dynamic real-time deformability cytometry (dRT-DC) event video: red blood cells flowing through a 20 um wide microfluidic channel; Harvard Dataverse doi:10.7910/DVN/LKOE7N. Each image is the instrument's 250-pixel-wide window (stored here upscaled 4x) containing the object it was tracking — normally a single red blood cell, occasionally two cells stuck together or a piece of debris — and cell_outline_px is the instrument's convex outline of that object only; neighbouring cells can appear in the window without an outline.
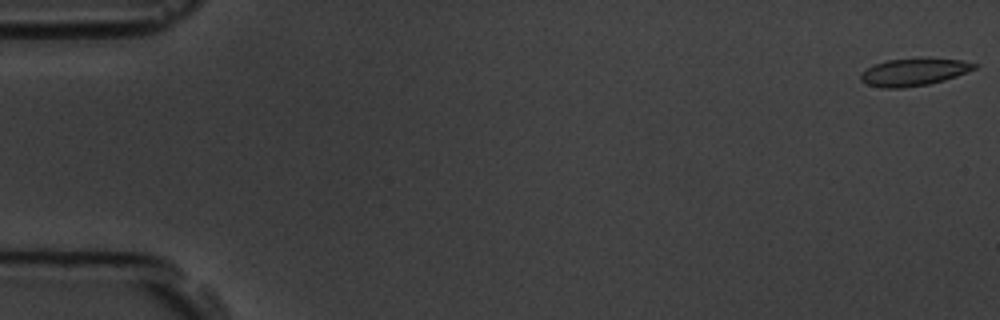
{"species": "common noctule bat (a hibernating species)", "species_latin": "Nyctalus noctula", "temperature_condition": "room temperature", "stored_images_in_passage": 7, "camera_frame_rate_fps": 3000, "um_per_image_px": 0.085, "animal": {"sex": "male", "body_mass_g": 19.5, "forearm_length_mm": 54.6}, "frame": {"image": 1, "passage_image": 1, "time_ms": 0.0, "image_size_px": [1000, 320], "cell_outline_px": [[980, 64], [976, 68], [956, 76], [944, 80], [928, 84], [904, 88], [880, 88], [868, 84], [860, 80], [860, 72], [872, 64], [888, 60], [964, 60]], "centroid_in_image_um": [77.63, 6.15], "position_along_channel_um": 7.4, "area_um2": 17.74}}
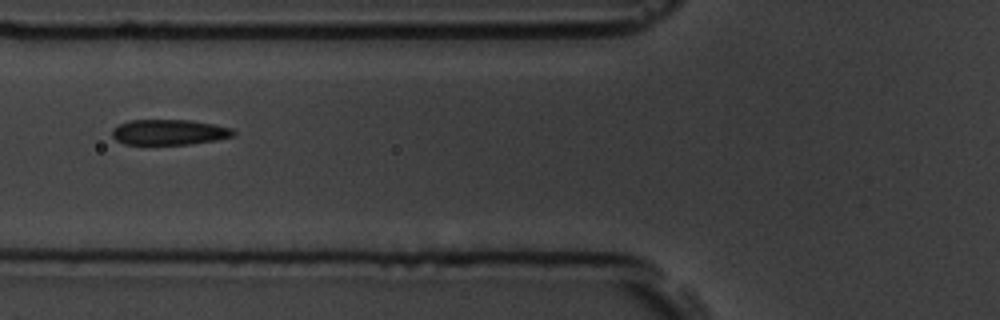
{"frame": {"image": 2, "passage_image": 6, "time_ms": 6.667, "image_size_px": [1000, 320], "cell_outline_px": [[236, 136], [216, 140], [188, 144], [124, 144], [116, 140], [112, 136], [112, 128], [128, 120], [192, 120], [232, 128], [236, 132]], "centroid_in_image_um": [14.39, 11.23], "position_along_channel_um": 111.4, "area_um2": 18.03}}
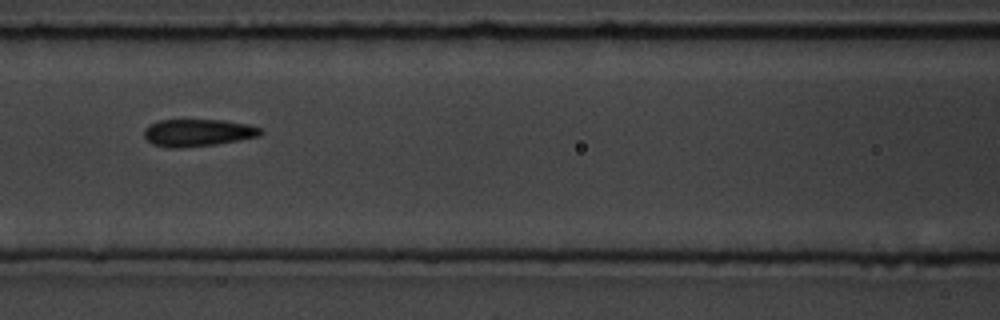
{"frame": {"image": 3, "passage_image": 7, "time_ms": 7.667, "image_size_px": [1000, 320], "cell_outline_px": [[264, 132], [260, 136], [240, 140], [216, 144], [180, 148], [168, 148], [152, 144], [144, 136], [144, 128], [148, 124], [160, 120], [224, 120], [248, 124], [264, 128]], "centroid_in_image_um": [16.84, 11.28], "position_along_channel_um": 149.8, "area_um2": 18.79}}